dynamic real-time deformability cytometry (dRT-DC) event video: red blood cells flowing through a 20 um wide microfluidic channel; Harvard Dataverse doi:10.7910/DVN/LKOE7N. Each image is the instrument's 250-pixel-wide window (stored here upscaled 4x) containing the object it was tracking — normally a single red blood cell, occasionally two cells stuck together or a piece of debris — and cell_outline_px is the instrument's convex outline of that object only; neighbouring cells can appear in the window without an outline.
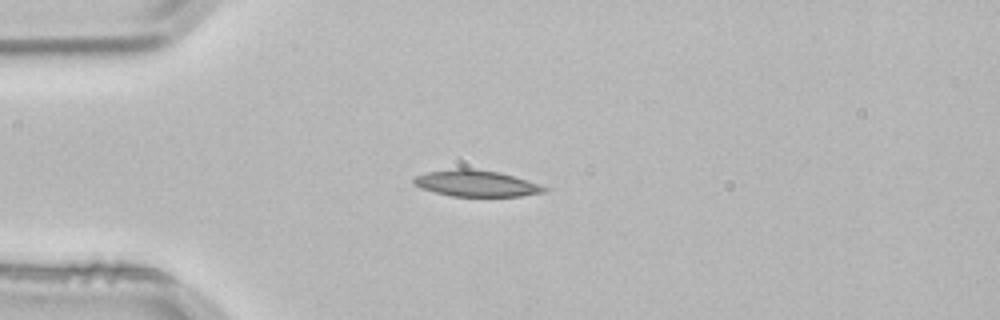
{"species": "common noctule bat (a hibernating species)", "species_latin": "Nyctalus noctula", "temperature_condition": "room temperature", "stored_images_in_passage": 1, "camera_frame_rate_fps": 3000, "um_per_image_px": 0.085, "animal": {"sex": "male", "body_mass_g": 21.5, "forearm_length_mm": 52.0}, "frame": {"image": 1, "passage_image": 1, "time_ms": 0.0, "image_size_px": [1000, 320], "cell_outline_px": [[552, 188], [544, 192], [520, 196], [452, 196], [420, 188], [412, 180], [416, 176], [428, 172], [456, 168], [468, 168], [500, 172]], "centroid_in_image_um": [40.51, 15.59], "position_along_channel_um": 44.5, "area_um2": 19.83}}